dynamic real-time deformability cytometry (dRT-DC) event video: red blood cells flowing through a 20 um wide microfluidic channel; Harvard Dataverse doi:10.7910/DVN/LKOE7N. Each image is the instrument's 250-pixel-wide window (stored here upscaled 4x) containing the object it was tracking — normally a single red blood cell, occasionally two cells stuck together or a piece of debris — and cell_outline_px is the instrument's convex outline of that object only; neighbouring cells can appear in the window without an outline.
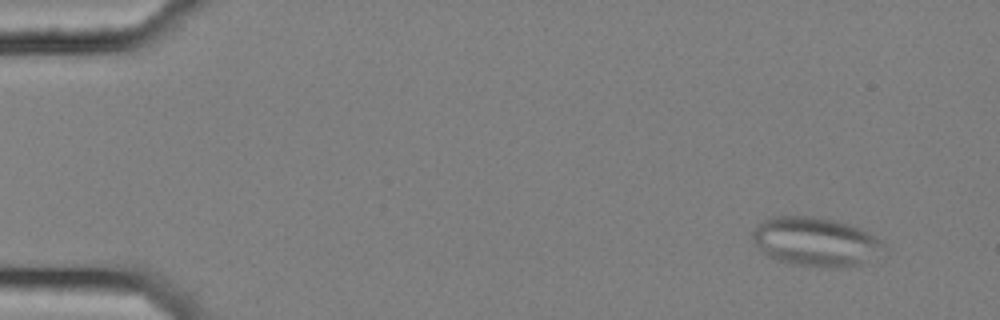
{"species": "common noctule bat (a hibernating species)", "species_latin": "Nyctalus noctula", "temperature_condition": "cold", "stored_images_in_passage": 57, "camera_frame_rate_fps": 3000, "um_per_image_px": 0.085, "animal": {"sex": "female", "body_mass_g": 25.1}, "frame": {"image": 1, "passage_image": 5, "time_ms": 1.333, "image_size_px": [1000, 320], "cell_outline_px": [[884, 244], [860, 264], [840, 268], [824, 268], [792, 264], [776, 260], [768, 256], [752, 240], [752, 232], [756, 224], [772, 216], [812, 216], [836, 220], [860, 228], [868, 232], [880, 240]], "centroid_in_image_um": [69.22, 20.53], "position_along_channel_um": 15.8, "area_um2": 36.99}}
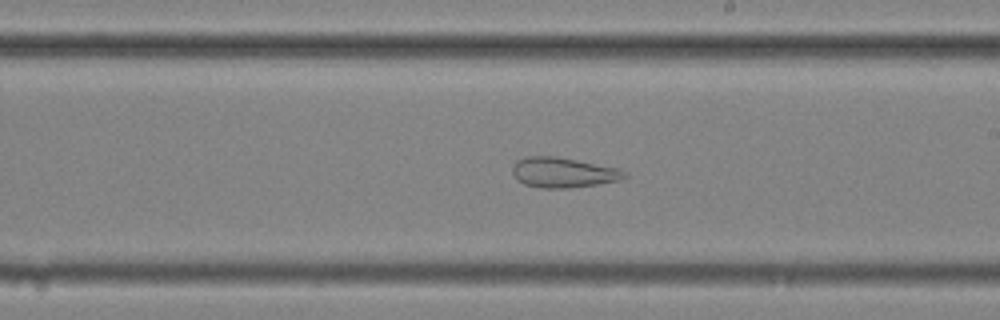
{"frame": {"image": 2, "passage_image": 34, "time_ms": 11.0, "image_size_px": [1000, 320], "cell_outline_px": [[628, 176], [620, 180], [596, 184], [568, 188], [540, 188], [524, 184], [516, 180], [512, 172], [512, 168], [516, 160], [528, 156], [556, 156], [620, 168], [628, 172]], "centroid_in_image_um": [47.88, 14.66], "position_along_channel_um": 241.1, "area_um2": 19.88}}
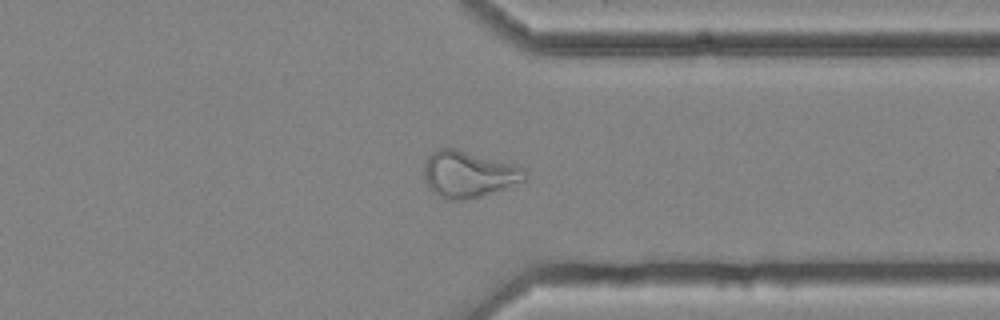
{"frame": {"image": 3, "passage_image": 45, "time_ms": 14.667, "image_size_px": [1000, 320], "cell_outline_px": [[528, 176], [524, 180], [504, 188], [480, 196], [464, 200], [448, 200], [432, 192], [428, 188], [424, 176], [424, 164], [428, 156], [432, 152], [440, 148], [456, 148], [512, 164], [524, 168], [528, 172]], "centroid_in_image_um": [39.79, 14.8], "position_along_channel_um": 371.6, "area_um2": 27.17}, "authors_computed_cell_mechanics": {"area_um2": 28.8422, "velocity_mm_per_s": 3.5603, "shape_relaxation_time_tau1_ms": null, "shape_relaxation_time_tau2_ms": 2.2777, "deformation_change_tau1": null, "deformation_change_tau2": 0.0988}}